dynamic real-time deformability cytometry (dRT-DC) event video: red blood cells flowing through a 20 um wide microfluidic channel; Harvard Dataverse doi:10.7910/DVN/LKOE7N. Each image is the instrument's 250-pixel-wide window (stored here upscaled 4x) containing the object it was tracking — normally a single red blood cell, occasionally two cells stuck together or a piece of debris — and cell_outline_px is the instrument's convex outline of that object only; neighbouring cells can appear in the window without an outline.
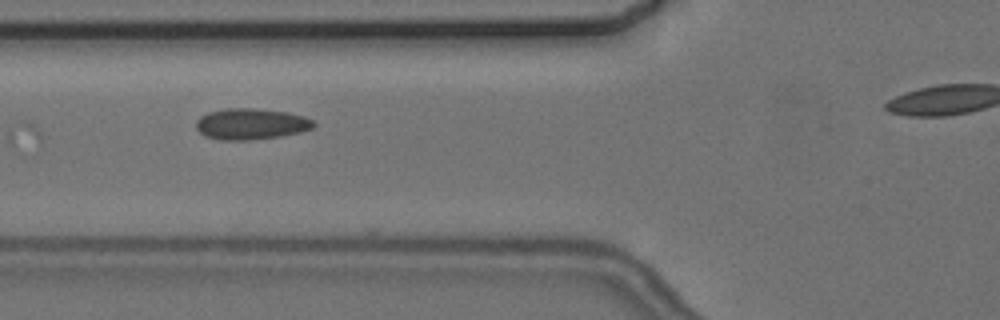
{"species": "common noctule bat (a hibernating species)", "species_latin": "Nyctalus noctula", "temperature_condition": "cold", "stored_images_in_passage": 10, "camera_frame_rate_fps": 3000, "um_per_image_px": 0.085, "animal": {"sex": "female", "body_mass_g": 24.6, "forearm_length_mm": 56.2}, "frame": {"image": 1, "passage_image": 2, "time_ms": 1.333, "image_size_px": [1000, 320], "cell_outline_px": [[316, 124], [312, 128], [300, 132], [280, 136], [248, 140], [220, 140], [204, 136], [196, 128], [196, 120], [200, 116], [208, 112], [224, 108], [252, 108], [288, 112], [304, 116], [312, 120]], "centroid_in_image_um": [21.31, 10.53], "position_along_channel_um": 104.5, "area_um2": 21.39}}
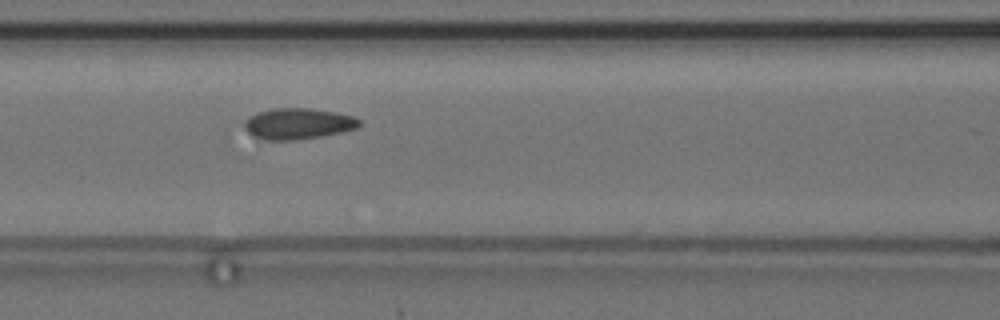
{"frame": {"image": 2, "passage_image": 3, "time_ms": 2.333, "image_size_px": [1000, 320], "cell_outline_px": [[364, 124], [356, 128], [324, 136], [296, 140], [256, 140], [244, 128], [244, 120], [260, 112], [276, 108], [308, 108], [336, 112], [352, 116], [360, 120]], "centroid_in_image_um": [25.33, 10.53], "position_along_channel_um": 141.3, "area_um2": 20.92}}